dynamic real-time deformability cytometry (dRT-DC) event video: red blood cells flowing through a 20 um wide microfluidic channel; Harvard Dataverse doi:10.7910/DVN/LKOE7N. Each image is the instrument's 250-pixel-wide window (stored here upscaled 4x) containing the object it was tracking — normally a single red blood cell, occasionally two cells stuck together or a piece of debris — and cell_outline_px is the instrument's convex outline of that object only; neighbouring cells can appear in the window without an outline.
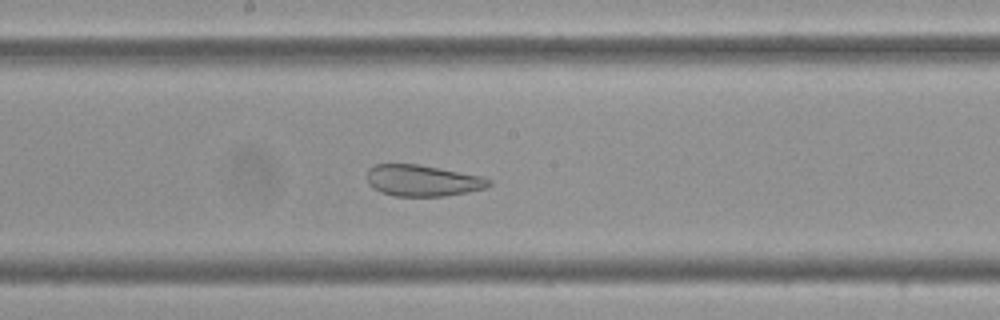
{"species": "Egyptian fruit bat (a non-hibernating species)", "species_latin": "Rousettus aegyptiacus", "temperature_condition": "cold", "stored_images_in_passage": 54, "camera_frame_rate_fps": 3000, "um_per_image_px": 0.085, "frame": {"image": 1, "passage_image": 27, "time_ms": 8.667, "image_size_px": [1000, 320], "cell_outline_px": [[492, 184], [484, 188], [468, 192], [444, 196], [396, 196], [380, 192], [372, 188], [368, 184], [368, 168], [376, 164], [420, 164], [484, 176], [492, 180]], "centroid_in_image_um": [35.94, 15.34], "position_along_channel_um": 212.3, "area_um2": 22.48}}
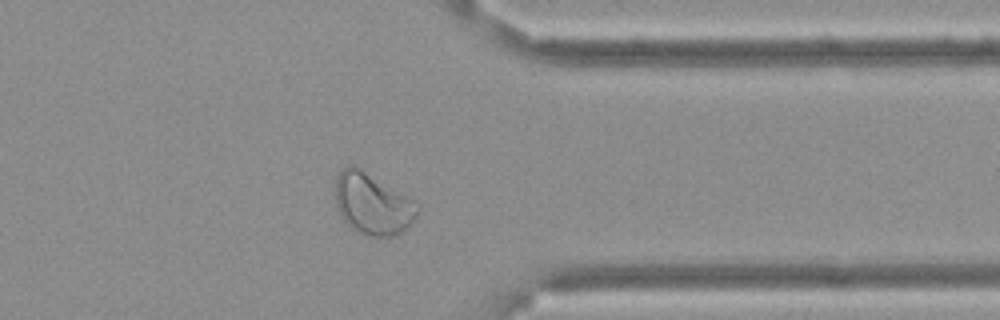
{"frame": {"image": 2, "passage_image": 42, "time_ms": 13.667, "image_size_px": [1000, 320], "cell_outline_px": [[420, 208], [416, 216], [400, 232], [392, 236], [372, 236], [356, 232], [340, 216], [336, 204], [336, 176], [340, 168], [348, 164], [352, 164], [420, 204]], "centroid_in_image_um": [31.62, 17.32], "position_along_channel_um": 379.8, "area_um2": 28.96}}
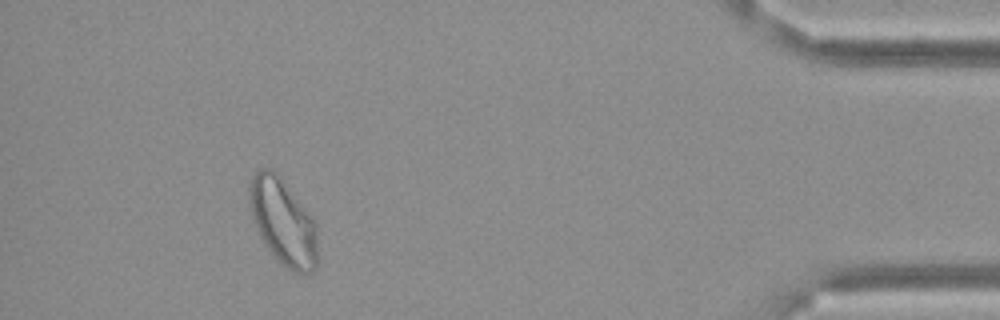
{"frame": {"image": 3, "passage_image": 49, "time_ms": 16.0, "image_size_px": [1000, 320], "cell_outline_px": [[316, 268], [312, 272], [296, 272], [288, 268], [276, 260], [264, 244], [252, 220], [248, 200], [248, 188], [252, 176], [260, 168], [272, 168], [280, 176], [316, 224]], "centroid_in_image_um": [24.0, 18.84], "position_along_channel_um": 411.2, "area_um2": 34.04}}